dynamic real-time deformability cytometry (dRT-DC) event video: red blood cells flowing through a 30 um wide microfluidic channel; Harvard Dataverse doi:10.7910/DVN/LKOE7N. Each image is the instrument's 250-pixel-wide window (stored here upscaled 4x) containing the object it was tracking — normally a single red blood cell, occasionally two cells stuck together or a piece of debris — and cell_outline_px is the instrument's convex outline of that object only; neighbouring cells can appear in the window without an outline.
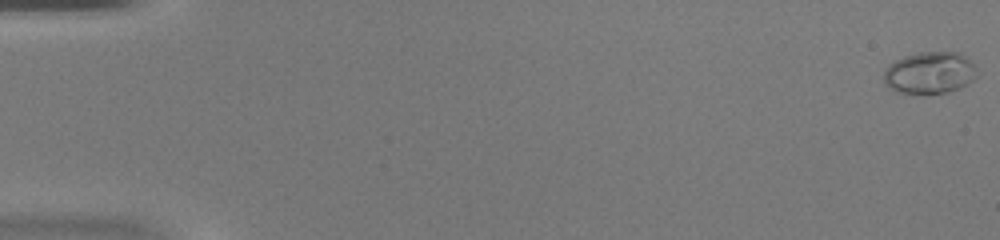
{"species": "common noctule bat (a hibernating species)", "species_latin": "Nyctalus noctula", "temperature_condition": "warm", "stored_images_in_passage": 48, "camera_frame_rate_fps": 3000, "um_per_image_px": 0.085, "animal": {"sex": "female", "body_mass_g": 20.0, "forearm_length_mm": 54.0}, "frame": {"image": 1, "passage_image": 1, "time_ms": 0.0, "image_size_px": [1000, 240], "cell_outline_px": [[976, 76], [972, 80], [960, 88], [948, 92], [924, 96], [896, 92], [888, 88], [884, 84], [884, 72], [888, 64], [904, 56], [920, 52], [960, 52], [976, 68]], "centroid_in_image_um": [78.97, 6.23], "position_along_channel_um": 6.0, "area_um2": 23.24}}
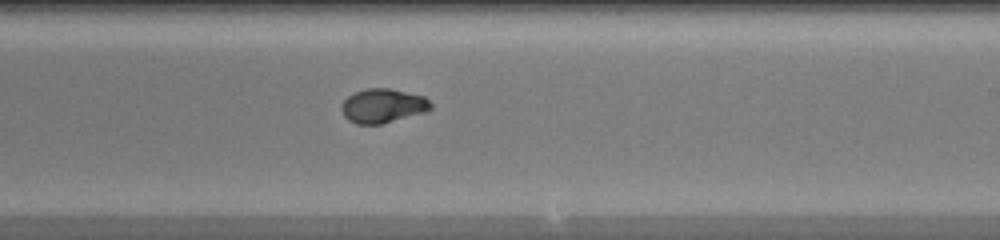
{"frame": {"image": 2, "passage_image": 30, "time_ms": 9.667, "image_size_px": [1000, 240], "cell_outline_px": [[432, 108], [428, 112], [380, 124], [356, 124], [348, 120], [344, 116], [340, 108], [340, 104], [352, 92], [368, 88], [388, 88], [424, 96], [432, 104]], "centroid_in_image_um": [32.53, 8.99], "position_along_channel_um": 256.5, "area_um2": 17.98}}
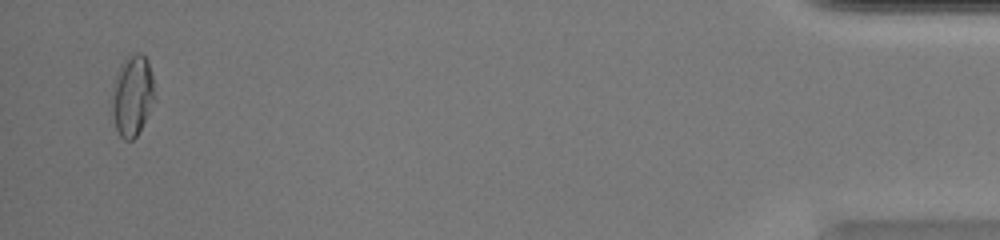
{"frame": {"image": 3, "passage_image": 47, "time_ms": 15.333, "image_size_px": [1000, 240], "cell_outline_px": [[152, 100], [144, 120], [136, 136], [132, 140], [124, 140], [120, 136], [116, 128], [112, 112], [112, 88], [120, 64], [124, 60], [136, 52], [140, 52], [148, 60], [152, 76]], "centroid_in_image_um": [11.2, 8.1], "position_along_channel_um": 424.0, "area_um2": 19.36}}